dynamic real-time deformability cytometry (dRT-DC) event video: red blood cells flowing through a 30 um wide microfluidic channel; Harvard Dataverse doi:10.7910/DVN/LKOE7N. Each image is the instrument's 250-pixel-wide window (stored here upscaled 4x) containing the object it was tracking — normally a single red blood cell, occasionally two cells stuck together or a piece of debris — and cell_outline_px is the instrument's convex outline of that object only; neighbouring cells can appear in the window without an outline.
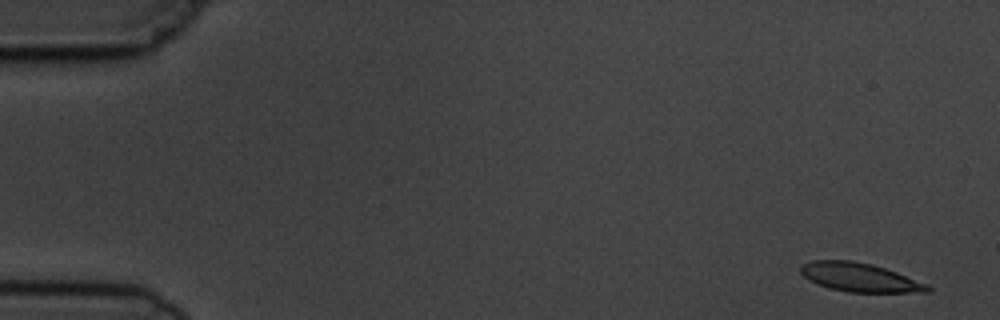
{"species": "common noctule bat (a hibernating species)", "species_latin": "Nyctalus noctula", "temperature_condition": "cold", "stored_images_in_passage": 5, "camera_frame_rate_fps": 3000, "um_per_image_px": 0.085, "animal": {"sex": "male", "body_mass_g": 19.5, "forearm_length_mm": 54.6}, "frame": {"image": 1, "passage_image": 1, "time_ms": 0.0, "image_size_px": [1000, 320], "cell_outline_px": [[932, 292], [848, 292], [828, 288], [816, 284], [808, 280], [800, 272], [800, 264], [812, 260], [852, 260], [872, 264], [896, 272], [928, 284], [932, 288]], "centroid_in_image_um": [73.05, 23.57], "position_along_channel_um": 12.0, "area_um2": 21.44}}
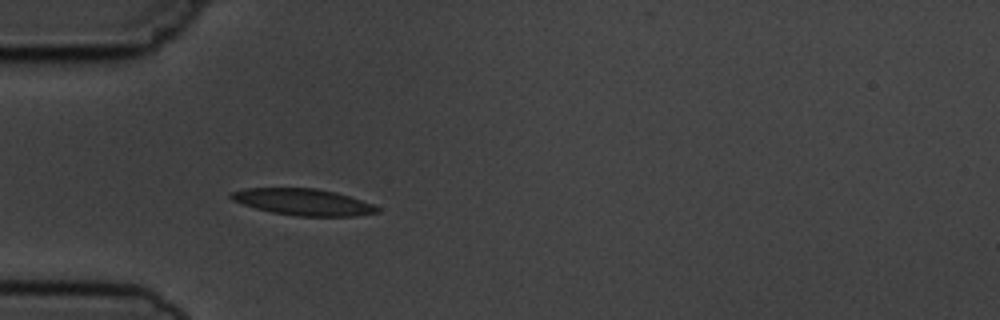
{"frame": {"image": 2, "passage_image": 5, "time_ms": 4.667, "image_size_px": [1000, 320], "cell_outline_px": [[380, 212], [356, 216], [296, 216], [272, 212], [256, 208], [232, 200], [228, 196], [232, 192], [244, 188], [316, 188], [336, 192], [372, 204], [380, 208]], "centroid_in_image_um": [25.77, 17.17], "position_along_channel_um": 59.2, "area_um2": 22.48}}